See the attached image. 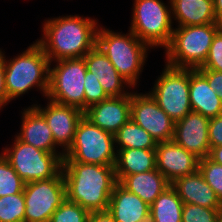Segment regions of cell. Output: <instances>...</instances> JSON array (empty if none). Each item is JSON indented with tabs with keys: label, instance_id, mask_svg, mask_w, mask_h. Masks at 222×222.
Wrapping results in <instances>:
<instances>
[{
	"label": "cell",
	"instance_id": "30bf717a",
	"mask_svg": "<svg viewBox=\"0 0 222 222\" xmlns=\"http://www.w3.org/2000/svg\"><path fill=\"white\" fill-rule=\"evenodd\" d=\"M153 84L151 91L147 92L174 122L192 111L189 98V69L174 68L165 64Z\"/></svg>",
	"mask_w": 222,
	"mask_h": 222
},
{
	"label": "cell",
	"instance_id": "ba28073f",
	"mask_svg": "<svg viewBox=\"0 0 222 222\" xmlns=\"http://www.w3.org/2000/svg\"><path fill=\"white\" fill-rule=\"evenodd\" d=\"M11 146L1 153L9 161L23 182L48 180L62 170L64 153H48L26 144L14 136Z\"/></svg>",
	"mask_w": 222,
	"mask_h": 222
},
{
	"label": "cell",
	"instance_id": "7a4b0ae2",
	"mask_svg": "<svg viewBox=\"0 0 222 222\" xmlns=\"http://www.w3.org/2000/svg\"><path fill=\"white\" fill-rule=\"evenodd\" d=\"M66 199L90 212L106 211L115 184V166L62 162Z\"/></svg>",
	"mask_w": 222,
	"mask_h": 222
},
{
	"label": "cell",
	"instance_id": "484cf974",
	"mask_svg": "<svg viewBox=\"0 0 222 222\" xmlns=\"http://www.w3.org/2000/svg\"><path fill=\"white\" fill-rule=\"evenodd\" d=\"M114 138L116 149H156L157 146V141L131 119L114 134Z\"/></svg>",
	"mask_w": 222,
	"mask_h": 222
},
{
	"label": "cell",
	"instance_id": "d4e9b609",
	"mask_svg": "<svg viewBox=\"0 0 222 222\" xmlns=\"http://www.w3.org/2000/svg\"><path fill=\"white\" fill-rule=\"evenodd\" d=\"M183 202L170 186L150 205L151 222H182Z\"/></svg>",
	"mask_w": 222,
	"mask_h": 222
},
{
	"label": "cell",
	"instance_id": "7c38bea8",
	"mask_svg": "<svg viewBox=\"0 0 222 222\" xmlns=\"http://www.w3.org/2000/svg\"><path fill=\"white\" fill-rule=\"evenodd\" d=\"M130 119L146 130L157 143L173 140L175 122L149 92L132 90Z\"/></svg>",
	"mask_w": 222,
	"mask_h": 222
},
{
	"label": "cell",
	"instance_id": "7402d4cb",
	"mask_svg": "<svg viewBox=\"0 0 222 222\" xmlns=\"http://www.w3.org/2000/svg\"><path fill=\"white\" fill-rule=\"evenodd\" d=\"M177 27L217 23L213 0H170Z\"/></svg>",
	"mask_w": 222,
	"mask_h": 222
},
{
	"label": "cell",
	"instance_id": "e0dca14e",
	"mask_svg": "<svg viewBox=\"0 0 222 222\" xmlns=\"http://www.w3.org/2000/svg\"><path fill=\"white\" fill-rule=\"evenodd\" d=\"M87 71L97 78L109 97H121L131 93L135 88L115 69L107 56L95 46L84 57ZM127 88V90H125ZM130 90H129V89ZM129 90V91H128Z\"/></svg>",
	"mask_w": 222,
	"mask_h": 222
},
{
	"label": "cell",
	"instance_id": "f35d334b",
	"mask_svg": "<svg viewBox=\"0 0 222 222\" xmlns=\"http://www.w3.org/2000/svg\"><path fill=\"white\" fill-rule=\"evenodd\" d=\"M217 23L222 24V0H213Z\"/></svg>",
	"mask_w": 222,
	"mask_h": 222
},
{
	"label": "cell",
	"instance_id": "cb8c5ba5",
	"mask_svg": "<svg viewBox=\"0 0 222 222\" xmlns=\"http://www.w3.org/2000/svg\"><path fill=\"white\" fill-rule=\"evenodd\" d=\"M115 176L119 182L126 175L156 169V149H116Z\"/></svg>",
	"mask_w": 222,
	"mask_h": 222
},
{
	"label": "cell",
	"instance_id": "603a6c76",
	"mask_svg": "<svg viewBox=\"0 0 222 222\" xmlns=\"http://www.w3.org/2000/svg\"><path fill=\"white\" fill-rule=\"evenodd\" d=\"M118 183L129 192L139 196L149 206L171 186L169 180L157 169L126 175Z\"/></svg>",
	"mask_w": 222,
	"mask_h": 222
},
{
	"label": "cell",
	"instance_id": "f546056e",
	"mask_svg": "<svg viewBox=\"0 0 222 222\" xmlns=\"http://www.w3.org/2000/svg\"><path fill=\"white\" fill-rule=\"evenodd\" d=\"M198 169L222 202V165L206 157L199 160Z\"/></svg>",
	"mask_w": 222,
	"mask_h": 222
},
{
	"label": "cell",
	"instance_id": "836d02e7",
	"mask_svg": "<svg viewBox=\"0 0 222 222\" xmlns=\"http://www.w3.org/2000/svg\"><path fill=\"white\" fill-rule=\"evenodd\" d=\"M208 135L211 148L222 146V114L209 120Z\"/></svg>",
	"mask_w": 222,
	"mask_h": 222
},
{
	"label": "cell",
	"instance_id": "d6986e66",
	"mask_svg": "<svg viewBox=\"0 0 222 222\" xmlns=\"http://www.w3.org/2000/svg\"><path fill=\"white\" fill-rule=\"evenodd\" d=\"M171 187L178 194L183 203L196 204L210 209H222V202L207 184L202 173L179 177L171 182Z\"/></svg>",
	"mask_w": 222,
	"mask_h": 222
},
{
	"label": "cell",
	"instance_id": "e575fe53",
	"mask_svg": "<svg viewBox=\"0 0 222 222\" xmlns=\"http://www.w3.org/2000/svg\"><path fill=\"white\" fill-rule=\"evenodd\" d=\"M208 81L209 86L217 92L222 100V72L209 69H197Z\"/></svg>",
	"mask_w": 222,
	"mask_h": 222
},
{
	"label": "cell",
	"instance_id": "4fadbf2b",
	"mask_svg": "<svg viewBox=\"0 0 222 222\" xmlns=\"http://www.w3.org/2000/svg\"><path fill=\"white\" fill-rule=\"evenodd\" d=\"M47 105L32 104L45 118L52 131L55 144L65 153L73 143L78 122L84 112L80 109L62 105L47 99Z\"/></svg>",
	"mask_w": 222,
	"mask_h": 222
},
{
	"label": "cell",
	"instance_id": "ffe728a7",
	"mask_svg": "<svg viewBox=\"0 0 222 222\" xmlns=\"http://www.w3.org/2000/svg\"><path fill=\"white\" fill-rule=\"evenodd\" d=\"M107 211L115 222H144L150 218V206L118 182L113 188Z\"/></svg>",
	"mask_w": 222,
	"mask_h": 222
},
{
	"label": "cell",
	"instance_id": "8d00e7d4",
	"mask_svg": "<svg viewBox=\"0 0 222 222\" xmlns=\"http://www.w3.org/2000/svg\"><path fill=\"white\" fill-rule=\"evenodd\" d=\"M88 222H115L112 215L106 211H93L90 213Z\"/></svg>",
	"mask_w": 222,
	"mask_h": 222
},
{
	"label": "cell",
	"instance_id": "1f68e13d",
	"mask_svg": "<svg viewBox=\"0 0 222 222\" xmlns=\"http://www.w3.org/2000/svg\"><path fill=\"white\" fill-rule=\"evenodd\" d=\"M84 93H85V110L96 103H99L103 100L109 98L106 92L103 90V87L100 85V82L97 78L92 76V73L86 71L85 80H84Z\"/></svg>",
	"mask_w": 222,
	"mask_h": 222
},
{
	"label": "cell",
	"instance_id": "5b68a950",
	"mask_svg": "<svg viewBox=\"0 0 222 222\" xmlns=\"http://www.w3.org/2000/svg\"><path fill=\"white\" fill-rule=\"evenodd\" d=\"M220 23L175 27L170 44L164 49L166 65L174 68L197 69L207 59L210 46Z\"/></svg>",
	"mask_w": 222,
	"mask_h": 222
},
{
	"label": "cell",
	"instance_id": "83f0119b",
	"mask_svg": "<svg viewBox=\"0 0 222 222\" xmlns=\"http://www.w3.org/2000/svg\"><path fill=\"white\" fill-rule=\"evenodd\" d=\"M25 183L0 153V197L23 192Z\"/></svg>",
	"mask_w": 222,
	"mask_h": 222
},
{
	"label": "cell",
	"instance_id": "5bb4252c",
	"mask_svg": "<svg viewBox=\"0 0 222 222\" xmlns=\"http://www.w3.org/2000/svg\"><path fill=\"white\" fill-rule=\"evenodd\" d=\"M209 118L197 112H189L184 118L175 122L173 141L186 151L203 159L210 154Z\"/></svg>",
	"mask_w": 222,
	"mask_h": 222
},
{
	"label": "cell",
	"instance_id": "8fae6325",
	"mask_svg": "<svg viewBox=\"0 0 222 222\" xmlns=\"http://www.w3.org/2000/svg\"><path fill=\"white\" fill-rule=\"evenodd\" d=\"M25 222H49L54 211L66 200L62 171L48 180L24 185Z\"/></svg>",
	"mask_w": 222,
	"mask_h": 222
},
{
	"label": "cell",
	"instance_id": "74e56055",
	"mask_svg": "<svg viewBox=\"0 0 222 222\" xmlns=\"http://www.w3.org/2000/svg\"><path fill=\"white\" fill-rule=\"evenodd\" d=\"M208 157L214 162L222 165V146L212 147Z\"/></svg>",
	"mask_w": 222,
	"mask_h": 222
},
{
	"label": "cell",
	"instance_id": "f1b7e54d",
	"mask_svg": "<svg viewBox=\"0 0 222 222\" xmlns=\"http://www.w3.org/2000/svg\"><path fill=\"white\" fill-rule=\"evenodd\" d=\"M90 211L67 199L54 211L49 222H88Z\"/></svg>",
	"mask_w": 222,
	"mask_h": 222
},
{
	"label": "cell",
	"instance_id": "6da1fadb",
	"mask_svg": "<svg viewBox=\"0 0 222 222\" xmlns=\"http://www.w3.org/2000/svg\"><path fill=\"white\" fill-rule=\"evenodd\" d=\"M42 37L35 40L50 62L82 58L96 46L98 21L91 17L65 15L44 20Z\"/></svg>",
	"mask_w": 222,
	"mask_h": 222
},
{
	"label": "cell",
	"instance_id": "9c48e42d",
	"mask_svg": "<svg viewBox=\"0 0 222 222\" xmlns=\"http://www.w3.org/2000/svg\"><path fill=\"white\" fill-rule=\"evenodd\" d=\"M53 63L55 64L53 65ZM86 71L83 57L50 62L46 99L62 105L76 107L84 112Z\"/></svg>",
	"mask_w": 222,
	"mask_h": 222
},
{
	"label": "cell",
	"instance_id": "277c9868",
	"mask_svg": "<svg viewBox=\"0 0 222 222\" xmlns=\"http://www.w3.org/2000/svg\"><path fill=\"white\" fill-rule=\"evenodd\" d=\"M96 46L107 56L117 72L136 88L148 51L152 48L139 40L130 29L124 34L102 25L97 29Z\"/></svg>",
	"mask_w": 222,
	"mask_h": 222
},
{
	"label": "cell",
	"instance_id": "44dd1931",
	"mask_svg": "<svg viewBox=\"0 0 222 222\" xmlns=\"http://www.w3.org/2000/svg\"><path fill=\"white\" fill-rule=\"evenodd\" d=\"M189 98L193 112L209 119L222 114V100L197 69H189Z\"/></svg>",
	"mask_w": 222,
	"mask_h": 222
},
{
	"label": "cell",
	"instance_id": "d590c367",
	"mask_svg": "<svg viewBox=\"0 0 222 222\" xmlns=\"http://www.w3.org/2000/svg\"><path fill=\"white\" fill-rule=\"evenodd\" d=\"M11 101L8 99L6 88H5V68L2 57V50L0 49V110L8 105Z\"/></svg>",
	"mask_w": 222,
	"mask_h": 222
},
{
	"label": "cell",
	"instance_id": "4dcf8cb0",
	"mask_svg": "<svg viewBox=\"0 0 222 222\" xmlns=\"http://www.w3.org/2000/svg\"><path fill=\"white\" fill-rule=\"evenodd\" d=\"M222 209H210L196 204L183 203L182 222H216Z\"/></svg>",
	"mask_w": 222,
	"mask_h": 222
},
{
	"label": "cell",
	"instance_id": "2e32d148",
	"mask_svg": "<svg viewBox=\"0 0 222 222\" xmlns=\"http://www.w3.org/2000/svg\"><path fill=\"white\" fill-rule=\"evenodd\" d=\"M84 116L94 125L113 135L130 120L131 93L121 97H109L89 106Z\"/></svg>",
	"mask_w": 222,
	"mask_h": 222
},
{
	"label": "cell",
	"instance_id": "4316f807",
	"mask_svg": "<svg viewBox=\"0 0 222 222\" xmlns=\"http://www.w3.org/2000/svg\"><path fill=\"white\" fill-rule=\"evenodd\" d=\"M24 192L0 197V222H24Z\"/></svg>",
	"mask_w": 222,
	"mask_h": 222
},
{
	"label": "cell",
	"instance_id": "d6a6232c",
	"mask_svg": "<svg viewBox=\"0 0 222 222\" xmlns=\"http://www.w3.org/2000/svg\"><path fill=\"white\" fill-rule=\"evenodd\" d=\"M197 69H209L222 72V28L213 38L206 61Z\"/></svg>",
	"mask_w": 222,
	"mask_h": 222
},
{
	"label": "cell",
	"instance_id": "9a60e30c",
	"mask_svg": "<svg viewBox=\"0 0 222 222\" xmlns=\"http://www.w3.org/2000/svg\"><path fill=\"white\" fill-rule=\"evenodd\" d=\"M199 158L186 151L173 140L158 142L156 146V169L171 183L179 177L194 173L199 168Z\"/></svg>",
	"mask_w": 222,
	"mask_h": 222
},
{
	"label": "cell",
	"instance_id": "8992f818",
	"mask_svg": "<svg viewBox=\"0 0 222 222\" xmlns=\"http://www.w3.org/2000/svg\"><path fill=\"white\" fill-rule=\"evenodd\" d=\"M167 4L163 0H134L129 29L152 49H165L171 42L174 21L170 0Z\"/></svg>",
	"mask_w": 222,
	"mask_h": 222
},
{
	"label": "cell",
	"instance_id": "52a82bcc",
	"mask_svg": "<svg viewBox=\"0 0 222 222\" xmlns=\"http://www.w3.org/2000/svg\"><path fill=\"white\" fill-rule=\"evenodd\" d=\"M117 150L114 135L94 125L84 115L78 122L73 143L62 162L115 166Z\"/></svg>",
	"mask_w": 222,
	"mask_h": 222
},
{
	"label": "cell",
	"instance_id": "3957f363",
	"mask_svg": "<svg viewBox=\"0 0 222 222\" xmlns=\"http://www.w3.org/2000/svg\"><path fill=\"white\" fill-rule=\"evenodd\" d=\"M5 88L10 101L23 96L33 87L46 98L49 86L50 61L42 47L33 42L27 49L9 59L4 51Z\"/></svg>",
	"mask_w": 222,
	"mask_h": 222
},
{
	"label": "cell",
	"instance_id": "ab89813d",
	"mask_svg": "<svg viewBox=\"0 0 222 222\" xmlns=\"http://www.w3.org/2000/svg\"><path fill=\"white\" fill-rule=\"evenodd\" d=\"M216 222H222V213L221 215L217 218V221Z\"/></svg>",
	"mask_w": 222,
	"mask_h": 222
},
{
	"label": "cell",
	"instance_id": "ac0fdd59",
	"mask_svg": "<svg viewBox=\"0 0 222 222\" xmlns=\"http://www.w3.org/2000/svg\"><path fill=\"white\" fill-rule=\"evenodd\" d=\"M23 109L21 128L15 136L24 143L48 153H64L55 144L52 131L44 116L32 105Z\"/></svg>",
	"mask_w": 222,
	"mask_h": 222
}]
</instances>
